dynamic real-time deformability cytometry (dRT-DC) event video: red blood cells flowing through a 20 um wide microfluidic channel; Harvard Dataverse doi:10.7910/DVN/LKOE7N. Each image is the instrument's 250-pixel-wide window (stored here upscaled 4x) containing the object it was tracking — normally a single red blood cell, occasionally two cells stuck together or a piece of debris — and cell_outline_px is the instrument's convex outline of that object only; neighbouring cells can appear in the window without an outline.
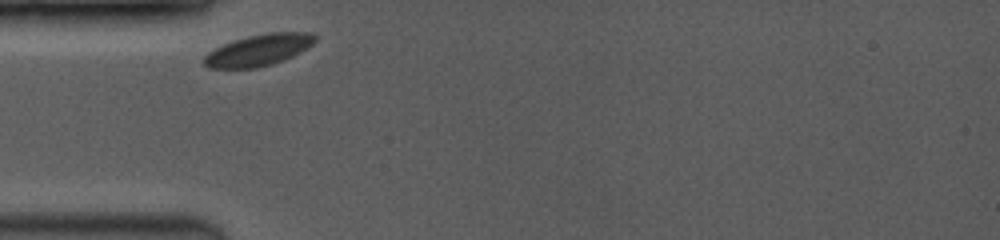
{"species": "common noctule bat (a hibernating species)", "species_latin": "Nyctalus noctula", "temperature_condition": "room temperature", "stored_images_in_passage": 6, "camera_frame_rate_fps": 3500, "um_per_image_px": 0.085, "animal": {"sex": "female", "body_mass_g": 19.0, "forearm_length_mm": 53.3}, "frame": {"image": 1, "passage_image": 1, "time_ms": 0.0, "image_size_px": [1000, 240], "cell_outline_px": [[316, 40], [312, 44], [300, 52], [284, 60], [272, 64], [256, 68], [208, 68], [204, 64], [204, 56], [208, 52], [224, 44], [248, 36], [268, 32], [312, 32], [316, 36]], "centroid_in_image_um": [22.0, 4.25], "position_along_channel_um": 63.0, "area_um2": 20.23}}
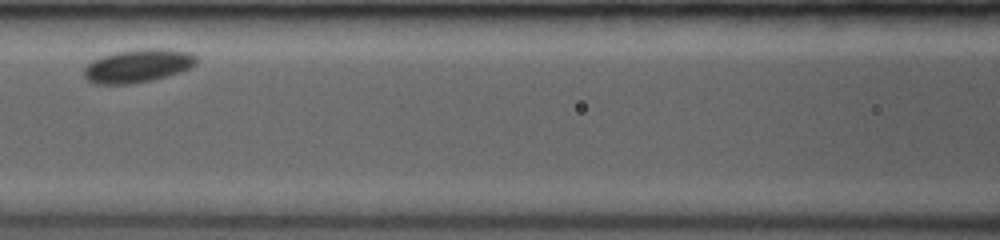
{"frame": {"image": 2, "passage_image": 4, "time_ms": 2.571, "image_size_px": [1000, 240], "cell_outline_px": [[196, 64], [180, 72], [168, 76], [152, 80], [128, 84], [96, 84], [88, 80], [84, 76], [84, 68], [92, 60], [116, 52], [144, 48], [160, 48], [188, 52], [196, 56]], "centroid_in_image_um": [11.71, 5.6], "position_along_channel_um": 154.9, "area_um2": 21.62}}
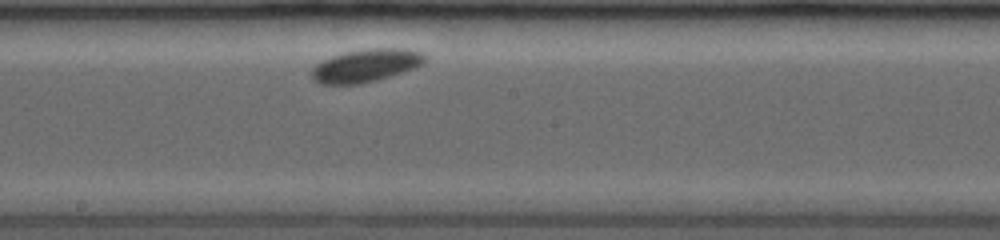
{"frame": {"image": 3, "passage_image": 6, "time_ms": 4.286, "image_size_px": [1000, 240], "cell_outline_px": [[428, 56], [424, 64], [416, 68], [376, 80], [360, 84], [320, 84], [312, 76], [312, 68], [316, 64], [332, 56], [348, 52], [368, 48], [408, 48], [420, 52]], "centroid_in_image_um": [31.17, 5.56], "position_along_channel_um": 217.0, "area_um2": 21.68}}